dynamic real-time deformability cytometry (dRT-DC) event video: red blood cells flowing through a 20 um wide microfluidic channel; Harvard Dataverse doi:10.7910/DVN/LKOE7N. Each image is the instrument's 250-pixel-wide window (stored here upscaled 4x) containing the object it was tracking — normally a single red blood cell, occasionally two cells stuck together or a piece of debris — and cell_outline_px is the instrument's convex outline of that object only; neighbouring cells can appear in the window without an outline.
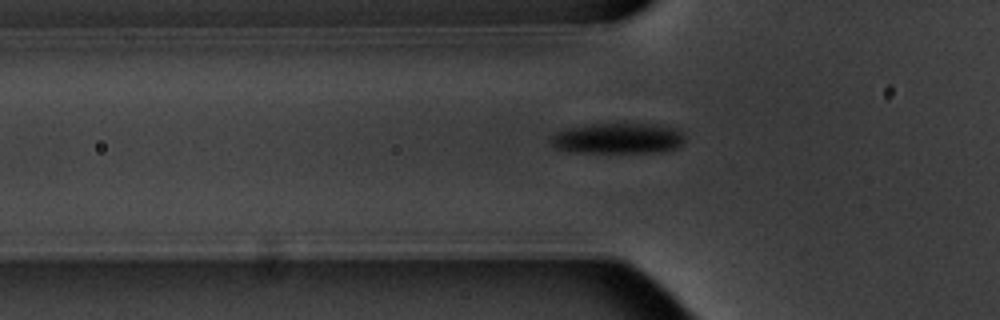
{"species": "common noctule bat (a hibernating species)", "species_latin": "Nyctalus noctula", "temperature_condition": "warm", "stored_images_in_passage": 13, "camera_frame_rate_fps": 3000, "um_per_image_px": 0.085, "animal": {"sex": "male", "body_mass_g": 20.1, "forearm_length_mm": 53.5}, "frame": {"image": 1, "passage_image": 4, "time_ms": 4.667, "image_size_px": [1000, 320], "cell_outline_px": [[684, 144], [676, 148], [664, 152], [568, 152], [556, 148], [552, 144], [552, 136], [556, 132], [568, 128], [592, 124], [656, 124], [676, 128], [684, 136]], "centroid_in_image_um": [52.56, 11.77], "position_along_channel_um": 73.2, "area_um2": 23.93}}